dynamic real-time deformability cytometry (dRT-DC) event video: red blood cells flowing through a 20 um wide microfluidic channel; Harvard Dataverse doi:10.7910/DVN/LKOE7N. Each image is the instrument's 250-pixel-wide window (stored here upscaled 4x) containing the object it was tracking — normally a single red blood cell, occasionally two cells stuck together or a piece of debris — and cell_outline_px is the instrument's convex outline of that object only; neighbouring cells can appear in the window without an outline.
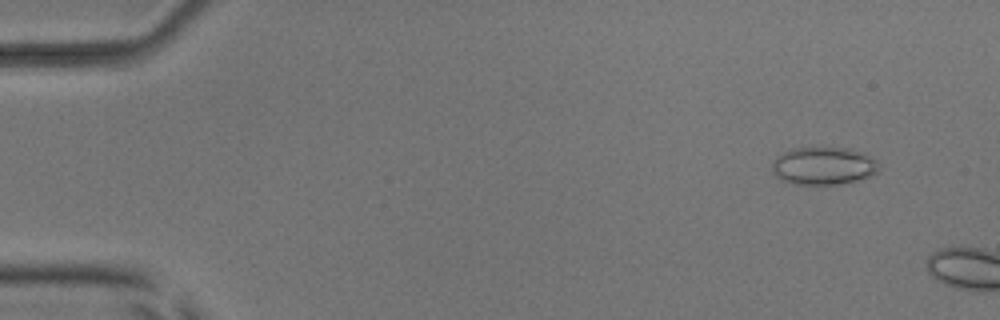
{"species": "common noctule bat (a hibernating species)", "species_latin": "Nyctalus noctula", "temperature_condition": "room temperature", "stored_images_in_passage": 3, "camera_frame_rate_fps": 3000, "um_per_image_px": 0.085, "animal": {"sex": "male", "body_mass_g": 17.9, "forearm_length_mm": 54.2}, "frame": {"image": 1, "passage_image": 2, "time_ms": 1.333, "image_size_px": [1000, 320], "cell_outline_px": [[880, 168], [876, 172], [868, 176], [856, 180], [840, 184], [792, 184], [780, 180], [772, 172], [772, 160], [776, 156], [792, 148], [848, 148], [860, 152], [876, 160]], "centroid_in_image_um": [69.94, 14.1], "position_along_channel_um": 15.1, "area_um2": 23.41}}